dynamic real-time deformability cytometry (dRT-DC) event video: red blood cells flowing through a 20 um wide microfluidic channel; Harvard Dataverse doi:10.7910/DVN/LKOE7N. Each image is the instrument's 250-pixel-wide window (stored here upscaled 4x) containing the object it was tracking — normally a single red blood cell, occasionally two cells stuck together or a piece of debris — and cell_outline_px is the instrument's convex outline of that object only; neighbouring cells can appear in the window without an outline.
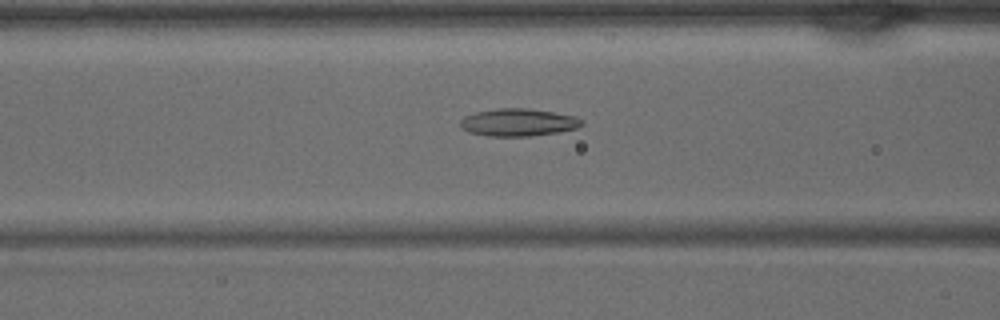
{"species": "common noctule bat (a hibernating species)", "species_latin": "Nyctalus noctula", "temperature_condition": "warm", "stored_images_in_passage": 35, "camera_frame_rate_fps": 3000, "um_per_image_px": 0.085, "animal": {"sex": "male", "body_mass_g": 15.6}, "frame": {"image": 1, "passage_image": 10, "time_ms": 3.0, "image_size_px": [1000, 320], "cell_outline_px": [[584, 124], [576, 128], [556, 132], [528, 136], [488, 136], [468, 132], [460, 128], [460, 120], [464, 116], [476, 112], [496, 108], [528, 108], [576, 116]], "centroid_in_image_um": [43.99, 10.4], "position_along_channel_um": 122.6, "area_um2": 19.42}}
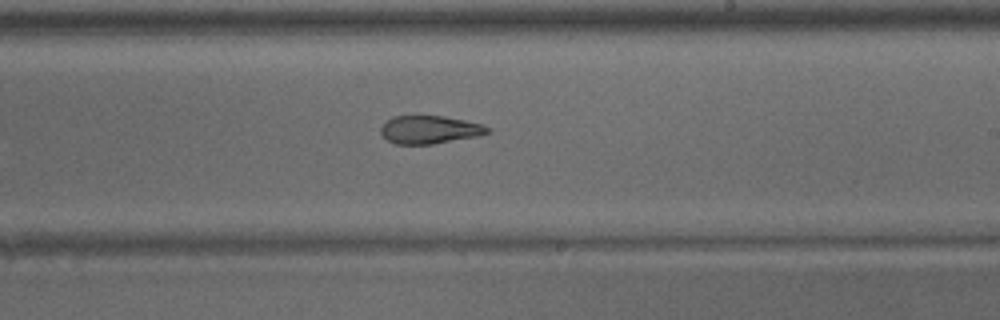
{"frame": {"image": 2, "passage_image": 18, "time_ms": 5.667, "image_size_px": [1000, 320], "cell_outline_px": [[492, 132], [480, 136], [432, 144], [396, 144], [388, 140], [380, 132], [380, 128], [384, 120], [392, 116], [444, 116], [464, 120], [480, 124], [492, 128]], "centroid_in_image_um": [36.53, 11.02], "position_along_channel_um": 252.5, "area_um2": 17.63}}
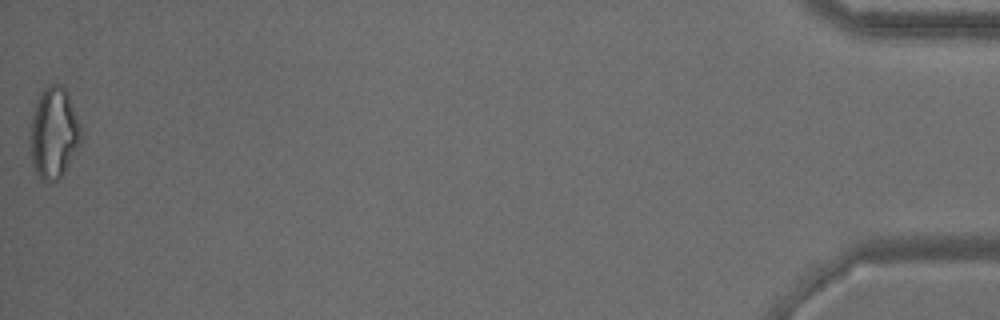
{"frame": {"image": 3, "passage_image": 35, "time_ms": 11.333, "image_size_px": [1000, 320], "cell_outline_px": [[84, 136], [80, 144], [64, 172], [56, 180], [48, 184], [40, 180], [36, 172], [28, 148], [28, 124], [32, 112], [40, 92], [48, 84], [60, 84], [68, 92], [80, 124]], "centroid_in_image_um": [4.53, 11.3], "position_along_channel_um": 430.7, "area_um2": 27.98}}